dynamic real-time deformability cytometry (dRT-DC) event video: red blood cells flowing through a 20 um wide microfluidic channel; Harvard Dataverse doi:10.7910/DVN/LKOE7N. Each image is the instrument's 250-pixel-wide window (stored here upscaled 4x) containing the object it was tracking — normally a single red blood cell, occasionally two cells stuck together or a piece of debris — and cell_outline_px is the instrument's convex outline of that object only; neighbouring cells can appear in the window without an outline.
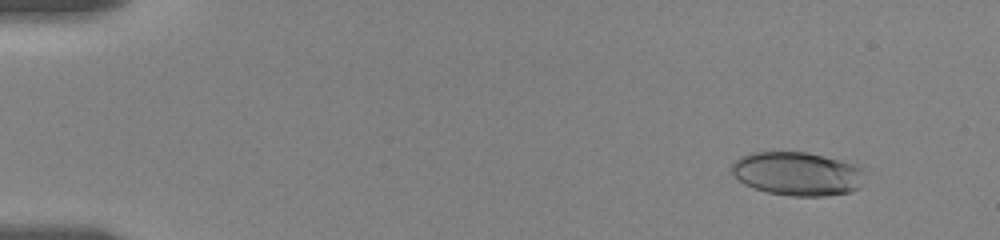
{"species": "human", "species_latin": "Homo sapiens", "temperature_condition": "room temperature", "stored_images_in_passage": 58, "camera_frame_rate_fps": 3000, "um_per_image_px": 0.085, "donor": {"sex": "female"}, "frame": {"image": 1, "passage_image": 6, "time_ms": 1.667, "image_size_px": [1000, 240], "cell_outline_px": [[860, 188], [852, 192], [824, 196], [792, 196], [768, 192], [744, 184], [732, 172], [732, 164], [740, 156], [752, 152], [808, 152], [824, 156], [852, 164], [860, 168]], "centroid_in_image_um": [67.73, 14.77], "position_along_channel_um": 17.3, "area_um2": 33.35}}
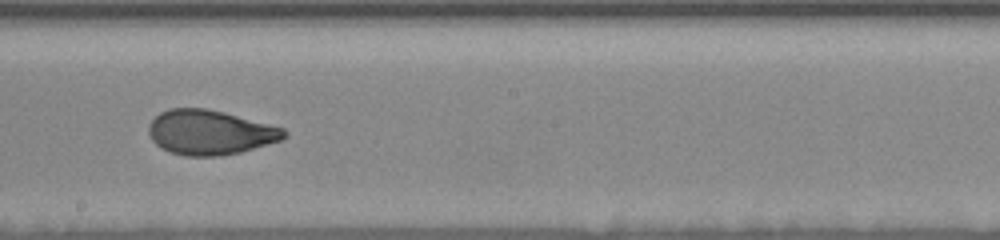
{"frame": {"image": 2, "passage_image": 34, "time_ms": 11.0, "image_size_px": [1000, 240], "cell_outline_px": [[288, 136], [280, 140], [240, 152], [220, 156], [184, 156], [168, 152], [160, 148], [152, 140], [148, 132], [148, 124], [160, 112], [168, 108], [204, 108], [224, 112], [284, 128], [288, 132]], "centroid_in_image_um": [17.82, 11.25], "position_along_channel_um": 230.4, "area_um2": 35.37}}
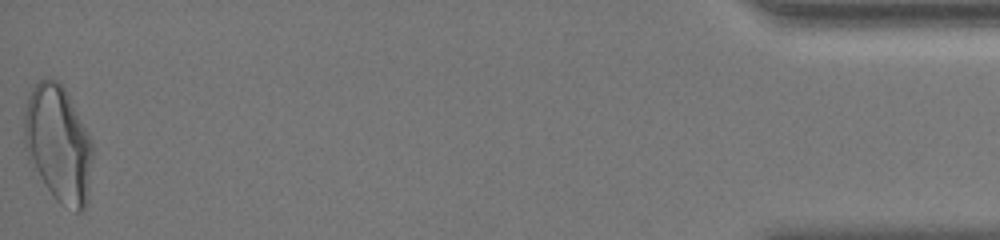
{"frame": {"image": 3, "passage_image": 58, "time_ms": 19.0, "image_size_px": [1000, 240], "cell_outline_px": [[92, 156], [88, 200], [84, 208], [80, 212], [76, 212], [60, 204], [52, 196], [28, 160], [24, 144], [24, 108], [28, 96], [32, 88], [40, 80], [48, 76], [56, 80], [64, 88], [92, 144]], "centroid_in_image_um": [4.92, 12.26], "position_along_channel_um": 430.3, "area_um2": 46.3}, "authors_computed_cell_mechanics": {"area_um2": 35.2869, "velocity_mm_per_s": 3.5482, "shape_relaxation_time_tau1_ms": 4.7165, "shape_relaxation_time_tau2_ms": 1.0862, "deformation_change_tau1": 0.1759, "deformation_change_tau2": 0.066}}